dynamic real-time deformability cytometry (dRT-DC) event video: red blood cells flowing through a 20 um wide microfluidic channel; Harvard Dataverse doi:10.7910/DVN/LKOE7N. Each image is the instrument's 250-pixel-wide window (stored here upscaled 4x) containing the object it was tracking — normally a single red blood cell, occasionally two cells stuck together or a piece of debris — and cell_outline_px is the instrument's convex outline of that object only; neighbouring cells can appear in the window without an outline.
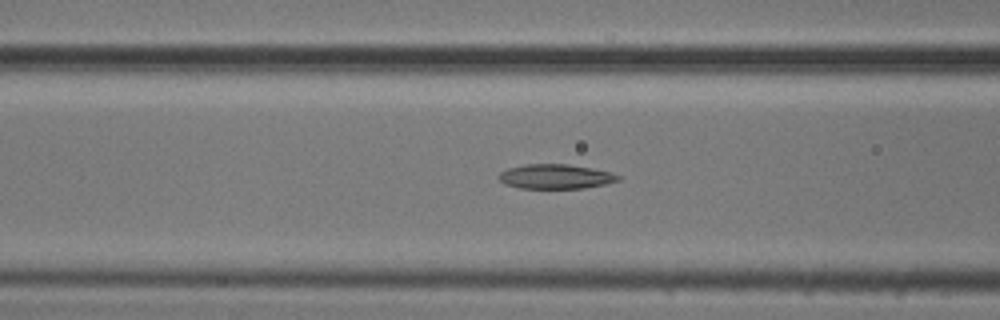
{"species": "common noctule bat (a hibernating species)", "species_latin": "Nyctalus noctula", "temperature_condition": "cold", "stored_images_in_passage": 30, "camera_frame_rate_fps": 3000, "um_per_image_px": 0.085, "animal": {"sex": "male", "body_mass_g": 20.5, "forearm_length_mm": 52.5}, "frame": {"image": 1, "passage_image": 21, "time_ms": 6.667, "image_size_px": [1000, 320], "cell_outline_px": [[620, 180], [604, 184], [584, 188], [520, 188], [504, 184], [496, 176], [500, 172], [508, 168], [524, 164], [568, 164], [592, 168], [612, 172], [620, 176]], "centroid_in_image_um": [47.2, 15.0], "position_along_channel_um": 119.4, "area_um2": 17.17}}
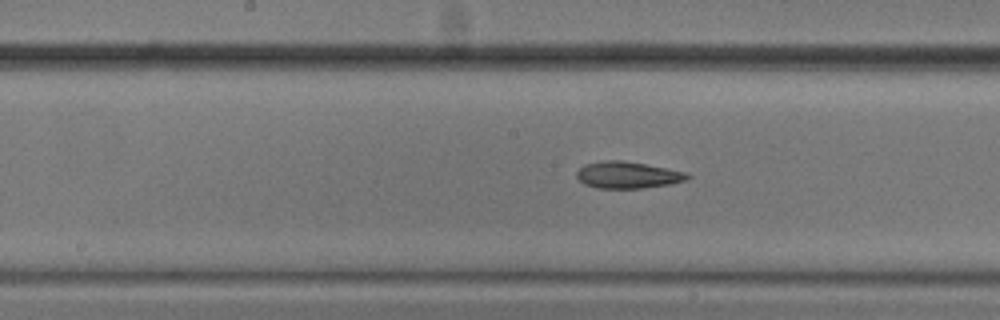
{"frame": {"image": 2, "passage_image": 27, "time_ms": 8.667, "image_size_px": [1000, 320], "cell_outline_px": [[692, 176], [684, 180], [668, 184], [644, 188], [596, 188], [584, 184], [576, 176], [576, 172], [584, 164], [604, 160], [620, 160], [644, 164], [688, 172]], "centroid_in_image_um": [53.33, 14.87], "position_along_channel_um": 194.9, "area_um2": 17.17}}
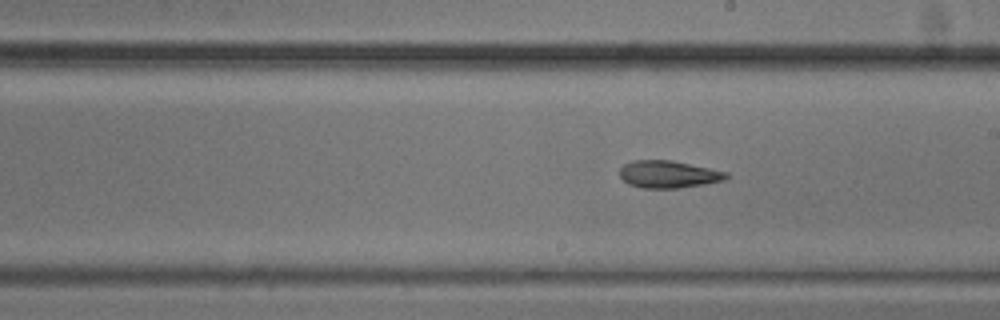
{"frame": {"image": 3, "passage_image": 30, "time_ms": 9.667, "image_size_px": [1000, 320], "cell_outline_px": [[728, 176], [724, 180], [704, 184], [676, 188], [640, 188], [628, 184], [620, 176], [620, 168], [624, 164], [636, 160], [672, 160], [728, 172]], "centroid_in_image_um": [56.8, 14.81], "position_along_channel_um": 232.2, "area_um2": 16.88}}